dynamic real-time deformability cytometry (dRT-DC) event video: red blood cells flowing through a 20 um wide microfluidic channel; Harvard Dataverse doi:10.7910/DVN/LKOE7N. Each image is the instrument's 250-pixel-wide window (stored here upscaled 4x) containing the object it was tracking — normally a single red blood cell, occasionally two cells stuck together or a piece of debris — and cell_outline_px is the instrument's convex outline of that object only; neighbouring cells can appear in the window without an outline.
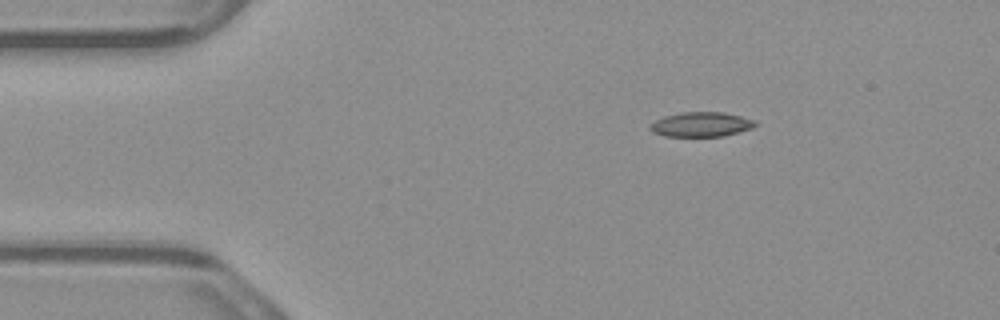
{"species": "common noctule bat (a hibernating species)", "species_latin": "Nyctalus noctula", "temperature_condition": "warm", "stored_images_in_passage": 3, "camera_frame_rate_fps": 3000, "um_per_image_px": 0.085, "animal": {"sex": "male", "body_mass_g": 23.1, "forearm_length_mm": 52.7}, "frame": {"image": 1, "passage_image": 1, "time_ms": 0.0, "image_size_px": [1000, 320], "cell_outline_px": [[760, 124], [752, 128], [740, 132], [724, 136], [664, 136], [652, 132], [648, 128], [656, 120], [664, 116], [680, 112], [724, 112], [756, 120]], "centroid_in_image_um": [59.64, 10.57], "position_along_channel_um": 25.4, "area_um2": 15.26}}